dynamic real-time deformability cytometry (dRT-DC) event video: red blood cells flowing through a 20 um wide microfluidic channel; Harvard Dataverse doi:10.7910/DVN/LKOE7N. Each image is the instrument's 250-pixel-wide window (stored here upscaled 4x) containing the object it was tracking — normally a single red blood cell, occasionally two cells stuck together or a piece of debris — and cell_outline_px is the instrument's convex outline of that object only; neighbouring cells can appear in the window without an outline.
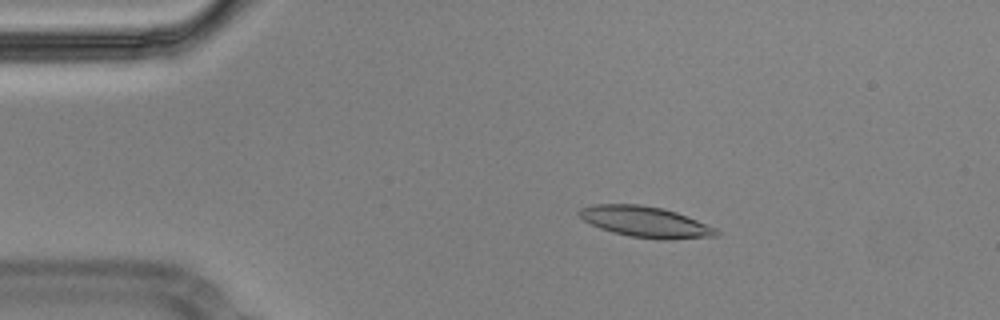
{"species": "Egyptian fruit bat (a non-hibernating species)", "species_latin": "Rousettus aegyptiacus", "temperature_condition": "cold", "stored_images_in_passage": 56, "camera_frame_rate_fps": 3000, "um_per_image_px": 0.085, "animal": {"sex": "male"}, "frame": {"image": 1, "passage_image": 10, "time_ms": 3.0, "image_size_px": [1000, 320], "cell_outline_px": [[720, 232], [716, 236], [668, 240], [660, 240], [628, 236], [612, 232], [600, 228], [584, 220], [576, 212], [580, 208], [592, 204], [640, 204], [660, 208], [676, 212], [716, 228]], "centroid_in_image_um": [54.84, 18.86], "position_along_channel_um": 30.2, "area_um2": 24.62}}
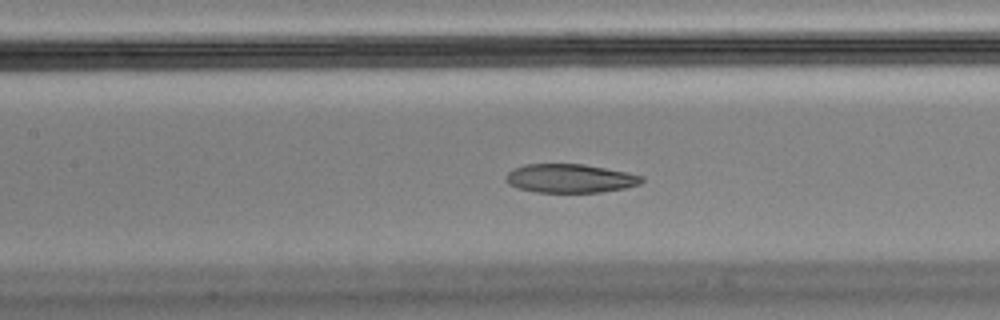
{"frame": {"image": 2, "passage_image": 25, "time_ms": 8.0, "image_size_px": [1000, 320], "cell_outline_px": [[644, 180], [640, 184], [624, 188], [600, 192], [536, 192], [516, 188], [508, 184], [508, 172], [512, 168], [524, 164], [584, 164], [628, 172], [644, 176]], "centroid_in_image_um": [48.47, 15.16], "position_along_channel_um": 158.9, "area_um2": 22.77}}
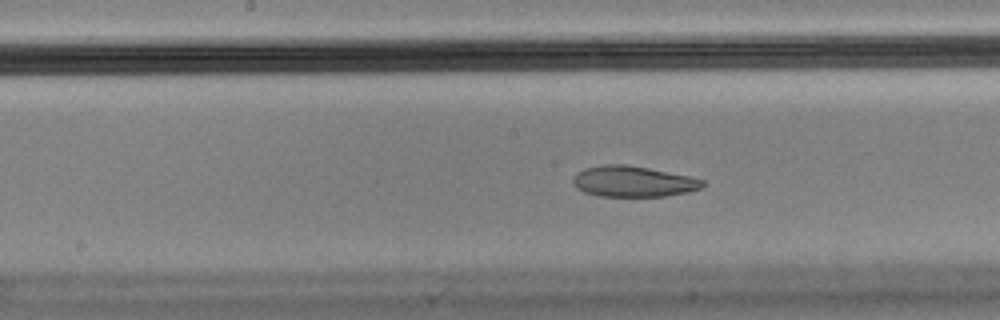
{"frame": {"image": 3, "passage_image": 28, "time_ms": 9.0, "image_size_px": [1000, 320], "cell_outline_px": [[704, 184], [700, 188], [688, 192], [664, 196], [600, 196], [584, 192], [576, 188], [572, 180], [576, 172], [584, 168], [604, 164], [624, 164], [648, 168], [688, 176], [704, 180]], "centroid_in_image_um": [53.77, 15.42], "position_along_channel_um": 194.4, "area_um2": 23.18}, "authors_computed_cell_mechanics": {"area_um2": 24.5361, "velocity_mm_per_s": 3.5426, "shape_relaxation_time_tau1_ms": null, "shape_relaxation_time_tau2_ms": 2.5374, "deformation_change_tau1": null, "deformation_change_tau2": 0.0755}}